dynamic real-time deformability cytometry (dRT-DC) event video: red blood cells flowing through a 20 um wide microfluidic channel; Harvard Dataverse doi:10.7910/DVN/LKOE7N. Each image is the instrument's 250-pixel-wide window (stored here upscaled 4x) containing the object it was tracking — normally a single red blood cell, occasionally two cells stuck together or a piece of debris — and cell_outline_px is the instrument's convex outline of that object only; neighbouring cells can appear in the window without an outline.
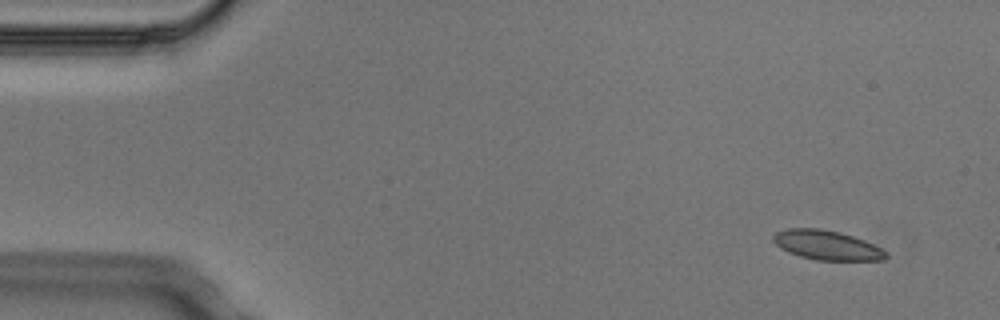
{"species": "Egyptian fruit bat (a non-hibernating species)", "species_latin": "Rousettus aegyptiacus", "temperature_condition": "cold", "stored_images_in_passage": 4, "segment_of_instrument_passage": [2, 2], "camera_frame_rate_fps": 3000, "um_per_image_px": 0.085, "animal": {"sex": "male"}, "frame": {"image": 1, "passage_image": 4, "time_ms": 1.0, "image_size_px": [1000, 320], "cell_outline_px": [[888, 256], [884, 260], [816, 260], [800, 256], [788, 252], [780, 248], [772, 240], [772, 236], [776, 232], [788, 228], [820, 228], [840, 232], [864, 240], [888, 252]], "centroid_in_image_um": [70.26, 20.83], "position_along_channel_um": 14.7, "area_um2": 19.36}}